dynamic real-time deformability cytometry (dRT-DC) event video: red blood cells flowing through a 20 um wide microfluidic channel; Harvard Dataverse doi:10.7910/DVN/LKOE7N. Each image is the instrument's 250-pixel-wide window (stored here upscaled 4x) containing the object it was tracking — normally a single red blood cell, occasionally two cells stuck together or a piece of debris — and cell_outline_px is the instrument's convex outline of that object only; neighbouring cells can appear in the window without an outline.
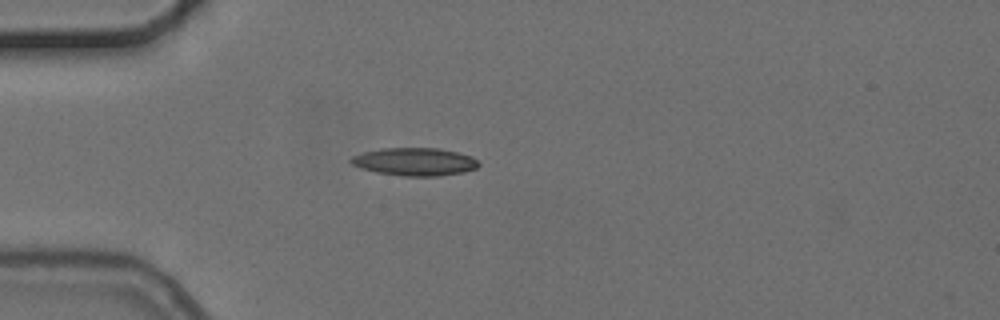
{"species": "common noctule bat (a hibernating species)", "species_latin": "Nyctalus noctula", "temperature_condition": "cold", "stored_images_in_passage": 3, "camera_frame_rate_fps": 3000, "um_per_image_px": 0.085, "animal": {"sex": "female", "body_mass_g": 24.6, "forearm_length_mm": 56.2}, "frame": {"image": 1, "passage_image": 3, "time_ms": 3.0, "image_size_px": [1000, 320], "cell_outline_px": [[480, 164], [476, 168], [464, 172], [440, 176], [404, 176], [376, 172], [360, 168], [352, 164], [348, 160], [352, 156], [364, 152], [380, 148], [440, 148], [472, 156]], "centroid_in_image_um": [35.24, 13.74], "position_along_channel_um": 49.8, "area_um2": 20.81}}